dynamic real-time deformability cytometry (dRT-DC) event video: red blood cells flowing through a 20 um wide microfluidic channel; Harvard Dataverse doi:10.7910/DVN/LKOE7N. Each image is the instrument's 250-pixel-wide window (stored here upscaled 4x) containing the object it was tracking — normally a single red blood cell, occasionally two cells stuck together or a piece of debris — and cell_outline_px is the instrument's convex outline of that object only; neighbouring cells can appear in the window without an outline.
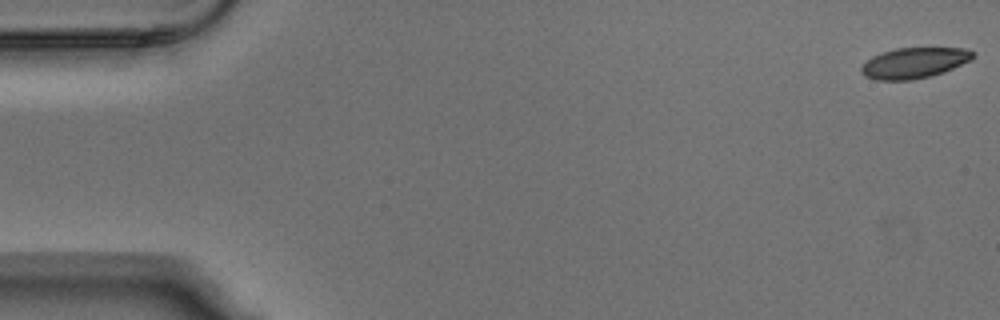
{"species": "Egyptian fruit bat (a non-hibernating species)", "species_latin": "Rousettus aegyptiacus", "temperature_condition": "warm", "stored_images_in_passage": 5, "camera_frame_rate_fps": 3000, "um_per_image_px": 0.085, "animal": {"sex": "male"}, "frame": {"image": 1, "passage_image": 1, "time_ms": 0.0, "image_size_px": [1000, 320], "cell_outline_px": [[976, 56], [972, 60], [944, 72], [932, 76], [912, 80], [876, 80], [864, 76], [860, 72], [860, 68], [872, 56], [896, 48], [964, 48], [976, 52]], "centroid_in_image_um": [77.74, 5.35], "position_along_channel_um": 7.3, "area_um2": 20.11}}
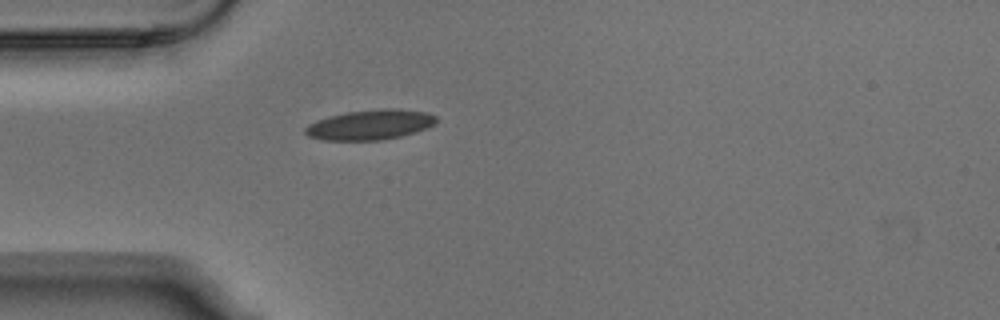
{"frame": {"image": 2, "passage_image": 5, "time_ms": 1.333, "image_size_px": [1000, 320], "cell_outline_px": [[436, 124], [428, 128], [416, 132], [400, 136], [380, 140], [324, 140], [308, 136], [304, 132], [304, 128], [308, 124], [316, 120], [328, 116], [348, 112], [384, 108], [396, 108], [428, 112], [436, 116]], "centroid_in_image_um": [31.48, 10.59], "position_along_channel_um": 53.5, "area_um2": 23.06}}